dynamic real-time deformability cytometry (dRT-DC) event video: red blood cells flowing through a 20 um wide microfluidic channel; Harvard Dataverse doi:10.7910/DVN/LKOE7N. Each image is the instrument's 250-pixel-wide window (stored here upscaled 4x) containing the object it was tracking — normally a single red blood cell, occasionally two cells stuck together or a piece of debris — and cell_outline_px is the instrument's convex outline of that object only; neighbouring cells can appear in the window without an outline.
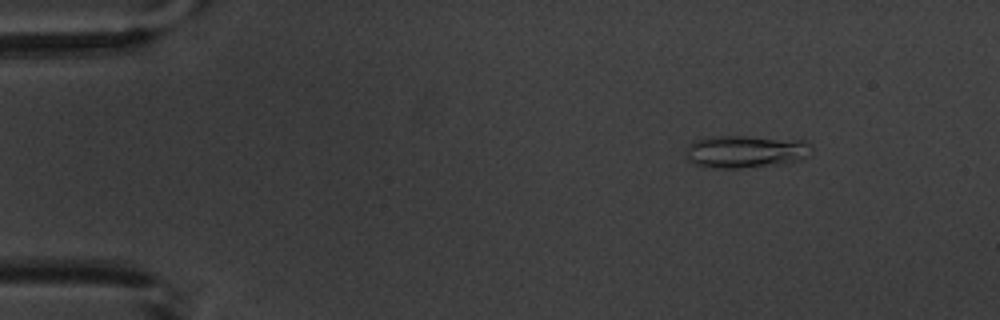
{"species": "common noctule bat (a hibernating species)", "species_latin": "Nyctalus noctula", "temperature_condition": "warm", "stored_images_in_passage": 4, "camera_frame_rate_fps": 3000, "um_per_image_px": 0.085, "animal": {"sex": "male", "body_mass_g": 20.1, "forearm_length_mm": 53.5}, "frame": {"image": 1, "passage_image": 2, "time_ms": 1.333, "image_size_px": [1000, 320], "cell_outline_px": [[812, 148], [800, 160], [780, 164], [736, 168], [712, 168], [696, 164], [688, 156], [688, 144], [696, 140], [708, 136], [744, 136], [804, 140], [812, 144]], "centroid_in_image_um": [63.4, 12.86], "position_along_channel_um": 21.6, "area_um2": 23.52}}